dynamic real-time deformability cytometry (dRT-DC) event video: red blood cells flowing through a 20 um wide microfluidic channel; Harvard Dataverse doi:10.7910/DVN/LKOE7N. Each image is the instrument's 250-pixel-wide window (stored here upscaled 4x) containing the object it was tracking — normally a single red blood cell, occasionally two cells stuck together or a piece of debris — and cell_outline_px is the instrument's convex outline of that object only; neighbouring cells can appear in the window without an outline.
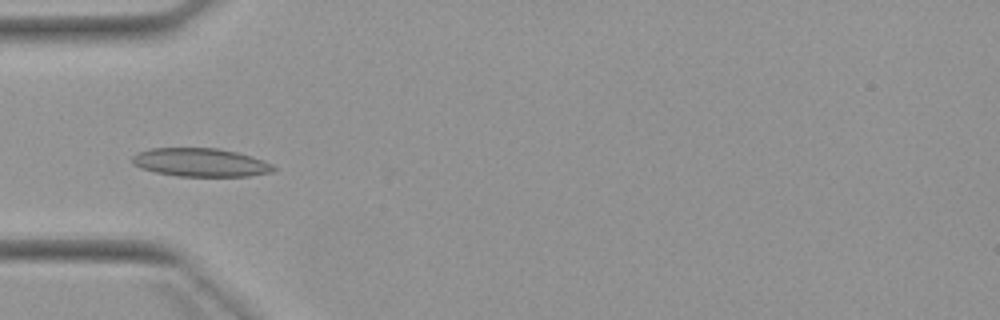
{"species": "Egyptian fruit bat (a non-hibernating species)", "species_latin": "Rousettus aegyptiacus", "temperature_condition": "warm", "stored_images_in_passage": 5, "camera_frame_rate_fps": 3000, "um_per_image_px": 0.085, "animal": {"sex": "female"}, "frame": {"image": 1, "passage_image": 5, "time_ms": 5.0, "image_size_px": [1000, 320], "cell_outline_px": [[276, 168], [272, 172], [248, 176], [176, 176], [156, 172], [140, 168], [132, 164], [132, 156], [140, 152], [152, 148], [216, 148], [236, 152], [252, 156], [272, 164]], "centroid_in_image_um": [17.04, 13.81], "position_along_channel_um": 68.0, "area_um2": 23.29}}